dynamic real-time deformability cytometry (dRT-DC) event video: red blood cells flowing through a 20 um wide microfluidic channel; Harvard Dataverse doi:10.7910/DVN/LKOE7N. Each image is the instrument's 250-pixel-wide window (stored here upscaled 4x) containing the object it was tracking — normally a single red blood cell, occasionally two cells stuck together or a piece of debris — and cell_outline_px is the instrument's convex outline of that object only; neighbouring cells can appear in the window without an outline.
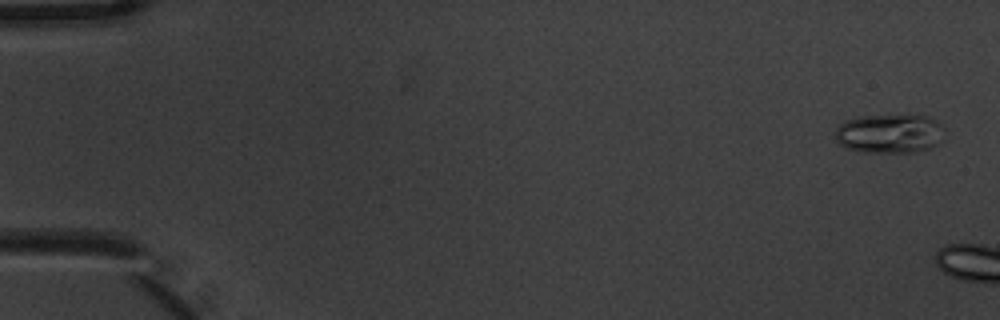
{"species": "common noctule bat (a hibernating species)", "species_latin": "Nyctalus noctula", "temperature_condition": "warm", "stored_images_in_passage": 2, "camera_frame_rate_fps": 3000, "um_per_image_px": 0.085, "animal": {"sex": "male", "body_mass_g": 20.1, "forearm_length_mm": 53.5}, "frame": {"image": 1, "passage_image": 1, "time_ms": 0.0, "image_size_px": [1000, 320], "cell_outline_px": [[944, 128], [936, 144], [932, 148], [912, 152], [864, 152], [848, 148], [840, 144], [836, 140], [836, 128], [844, 120], [860, 116], [928, 116], [936, 120]], "centroid_in_image_um": [75.58, 11.35], "position_along_channel_um": 9.4, "area_um2": 24.57}}